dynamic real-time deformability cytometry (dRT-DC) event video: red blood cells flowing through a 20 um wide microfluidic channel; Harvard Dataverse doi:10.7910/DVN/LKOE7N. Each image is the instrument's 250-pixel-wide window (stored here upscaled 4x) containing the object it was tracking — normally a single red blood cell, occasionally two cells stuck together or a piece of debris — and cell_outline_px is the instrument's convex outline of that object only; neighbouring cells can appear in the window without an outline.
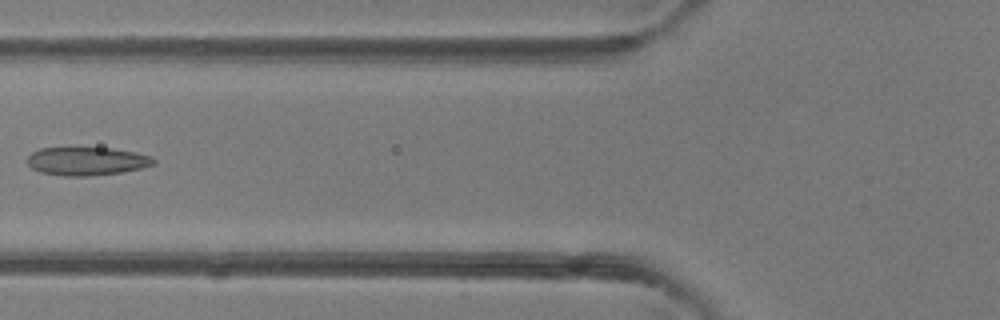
{"species": "common noctule bat (a hibernating species)", "species_latin": "Nyctalus noctula", "temperature_condition": "room temperature", "stored_images_in_passage": 5, "camera_frame_rate_fps": 3000, "um_per_image_px": 0.085, "animal": {"sex": "female"}, "frame": {"image": 1, "passage_image": 5, "time_ms": 5.333, "image_size_px": [1000, 320], "cell_outline_px": [[156, 164], [140, 168], [120, 172], [88, 176], [64, 176], [40, 172], [32, 168], [28, 164], [28, 156], [32, 152], [40, 148], [112, 148], [136, 152], [148, 156], [156, 160]], "centroid_in_image_um": [7.37, 13.7], "position_along_channel_um": 118.4, "area_um2": 20.69}}